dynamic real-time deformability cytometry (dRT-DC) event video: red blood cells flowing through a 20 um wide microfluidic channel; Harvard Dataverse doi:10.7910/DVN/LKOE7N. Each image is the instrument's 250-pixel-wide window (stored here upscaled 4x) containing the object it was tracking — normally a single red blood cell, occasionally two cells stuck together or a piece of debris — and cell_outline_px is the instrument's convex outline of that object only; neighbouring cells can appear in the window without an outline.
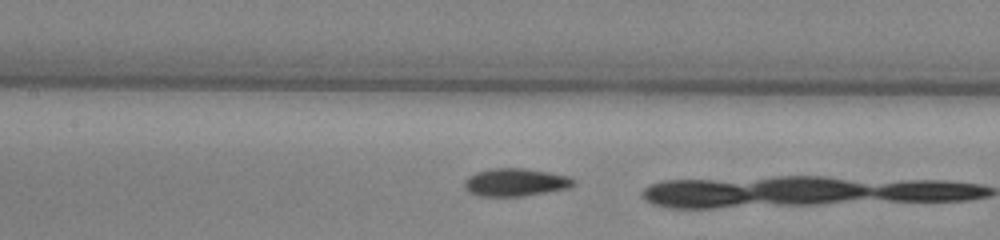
{"species": "common noctule bat (a hibernating species)", "species_latin": "Nyctalus noctula", "temperature_condition": "warm", "stored_images_in_passage": 11, "camera_frame_rate_fps": 3000, "um_per_image_px": 0.085, "animal": {"sex": "male", "body_mass_g": 13.0, "forearm_length_mm": 53.1}, "frame": {"image": 1, "passage_image": 10, "time_ms": 3.0, "image_size_px": [1000, 240], "cell_outline_px": [[576, 184], [568, 188], [524, 196], [476, 196], [468, 192], [464, 188], [464, 180], [468, 176], [476, 172], [492, 168], [524, 168], [548, 172], [568, 176], [576, 180]], "centroid_in_image_um": [43.79, 15.5], "position_along_channel_um": 163.6, "area_um2": 17.86}}